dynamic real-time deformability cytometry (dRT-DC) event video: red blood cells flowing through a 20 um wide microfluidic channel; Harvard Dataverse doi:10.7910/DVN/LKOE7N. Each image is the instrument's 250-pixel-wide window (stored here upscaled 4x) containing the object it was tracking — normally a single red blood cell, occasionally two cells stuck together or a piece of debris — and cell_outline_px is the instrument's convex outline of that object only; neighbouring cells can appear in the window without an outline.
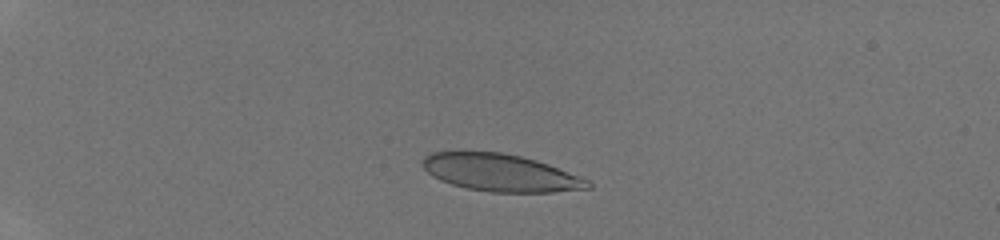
{"species": "human", "species_latin": "Homo sapiens", "temperature_condition": "room temperature", "stored_images_in_passage": 35, "camera_frame_rate_fps": 3000, "um_per_image_px": 0.085, "donor": {"sex": "male"}, "frame": {"image": 1, "passage_image": 2, "time_ms": 0.333, "image_size_px": [1000, 240], "cell_outline_px": [[592, 188], [552, 192], [492, 192], [468, 188], [452, 184], [440, 180], [432, 176], [420, 164], [424, 156], [432, 152], [500, 152], [520, 156], [536, 160], [548, 164], [588, 180], [592, 184]], "centroid_in_image_um": [42.52, 14.68], "position_along_channel_um": 42.5, "area_um2": 35.66}}
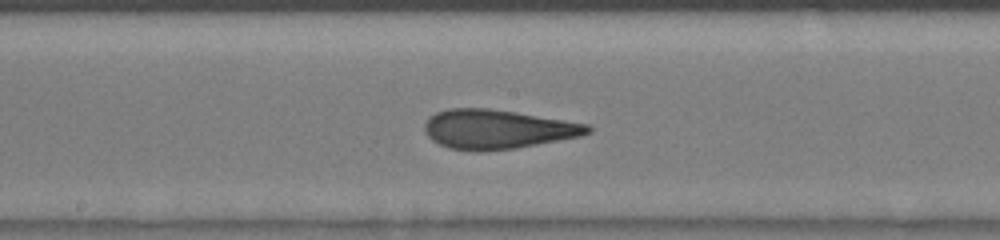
{"frame": {"image": 2, "passage_image": 17, "time_ms": 5.333, "image_size_px": [1000, 240], "cell_outline_px": [[592, 132], [580, 136], [516, 148], [484, 152], [476, 152], [448, 148], [432, 140], [424, 132], [424, 124], [428, 116], [436, 112], [448, 108], [488, 108], [516, 112], [588, 124], [592, 128]], "centroid_in_image_um": [42.23, 10.99], "position_along_channel_um": 206.0, "area_um2": 37.51}}
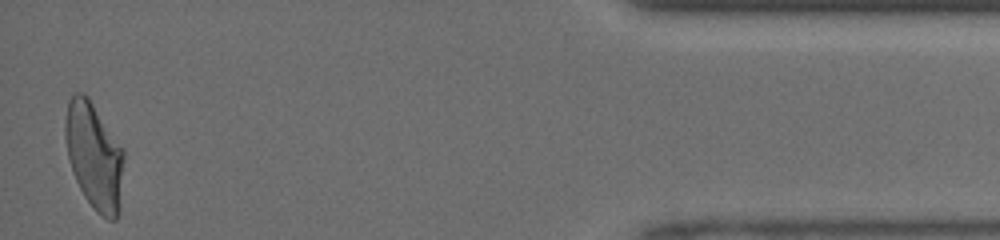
{"frame": {"image": 3, "passage_image": 35, "time_ms": 11.333, "image_size_px": [1000, 240], "cell_outline_px": [[124, 156], [120, 208], [116, 220], [108, 220], [96, 212], [84, 196], [72, 172], [68, 160], [64, 136], [64, 124], [68, 100], [76, 92], [84, 92], [88, 96], [124, 148]], "centroid_in_image_um": [8.0, 13.24], "position_along_channel_um": 427.2, "area_um2": 37.05}}